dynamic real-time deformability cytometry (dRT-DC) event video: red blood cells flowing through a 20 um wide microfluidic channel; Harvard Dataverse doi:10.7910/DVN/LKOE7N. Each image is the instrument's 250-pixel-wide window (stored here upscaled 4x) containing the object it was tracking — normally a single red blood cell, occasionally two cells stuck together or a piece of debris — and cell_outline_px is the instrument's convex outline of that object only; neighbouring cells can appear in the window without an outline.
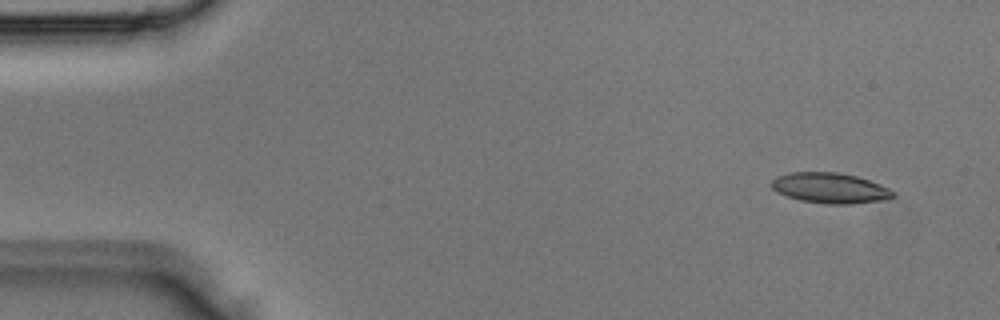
{"species": "Egyptian fruit bat (a non-hibernating species)", "species_latin": "Rousettus aegyptiacus", "temperature_condition": "room temperature", "stored_images_in_passage": 3, "camera_frame_rate_fps": 3000, "um_per_image_px": 0.085, "animal": {"sex": "male"}, "frame": {"image": 1, "passage_image": 1, "time_ms": 0.0, "image_size_px": [1000, 320], "cell_outline_px": [[896, 196], [888, 200], [852, 204], [824, 204], [800, 200], [788, 196], [772, 188], [772, 180], [776, 176], [792, 172], [836, 172], [856, 176], [880, 184], [896, 192]], "centroid_in_image_um": [70.62, 15.99], "position_along_channel_um": 14.4, "area_um2": 21.62}}
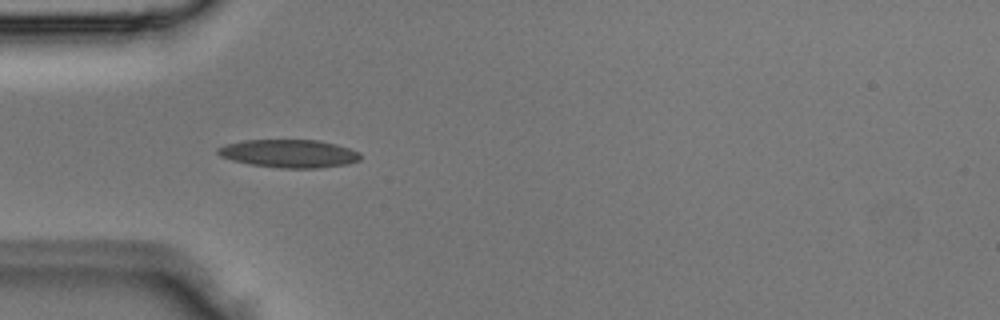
{"frame": {"image": 2, "passage_image": 3, "time_ms": 0.667, "image_size_px": [1000, 320], "cell_outline_px": [[360, 160], [348, 164], [320, 168], [280, 168], [252, 164], [232, 160], [220, 156], [216, 152], [216, 148], [224, 144], [244, 140], [316, 140], [336, 144], [360, 152]], "centroid_in_image_um": [24.56, 13.05], "position_along_channel_um": 60.4, "area_um2": 23.35}}